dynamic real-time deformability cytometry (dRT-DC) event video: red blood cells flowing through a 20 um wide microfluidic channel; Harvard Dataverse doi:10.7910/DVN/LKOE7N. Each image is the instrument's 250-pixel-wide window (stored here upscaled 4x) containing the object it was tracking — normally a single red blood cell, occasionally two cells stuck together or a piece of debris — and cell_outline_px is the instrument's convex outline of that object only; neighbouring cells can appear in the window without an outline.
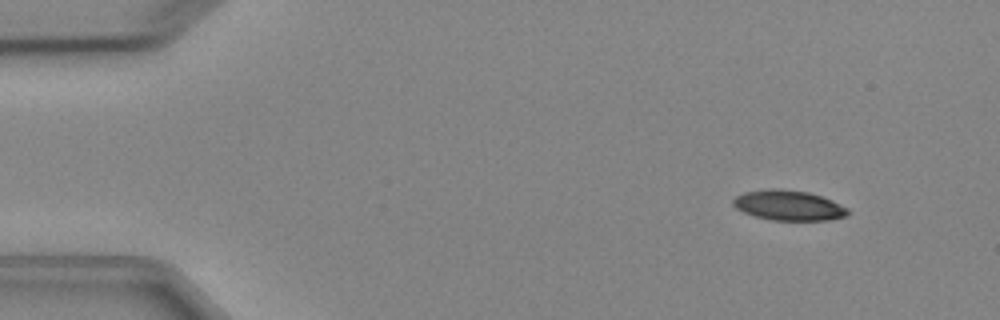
{"species": "Egyptian fruit bat (a non-hibernating species)", "species_latin": "Rousettus aegyptiacus", "temperature_condition": "cold", "stored_images_in_passage": 5, "segment_of_instrument_passage": [2, 2], "camera_frame_rate_fps": 3000, "um_per_image_px": 0.085, "animal": {"sex": "female"}, "frame": {"image": 1, "passage_image": 5, "time_ms": 5.333, "image_size_px": [1000, 320], "cell_outline_px": [[848, 212], [844, 216], [828, 220], [772, 220], [756, 216], [744, 212], [736, 208], [732, 204], [732, 200], [736, 196], [744, 192], [768, 188], [780, 188], [808, 192], [832, 200], [848, 208]], "centroid_in_image_um": [67.0, 17.44], "position_along_channel_um": 18.0, "area_um2": 20.06}}